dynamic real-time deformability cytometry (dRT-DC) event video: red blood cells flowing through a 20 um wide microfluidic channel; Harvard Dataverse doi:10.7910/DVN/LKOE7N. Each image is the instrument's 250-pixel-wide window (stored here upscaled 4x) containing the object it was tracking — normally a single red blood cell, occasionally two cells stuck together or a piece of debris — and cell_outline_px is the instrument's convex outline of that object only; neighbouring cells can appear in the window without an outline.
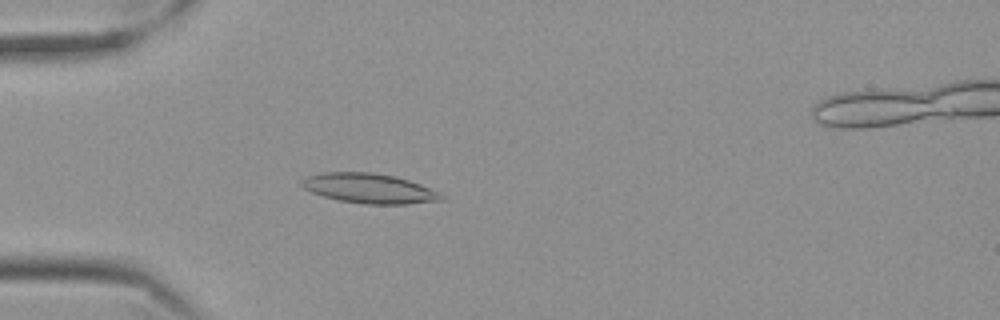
{"species": "Egyptian fruit bat (a non-hibernating species)", "species_latin": "Rousettus aegyptiacus", "temperature_condition": "cold", "stored_images_in_passage": 51, "camera_frame_rate_fps": 3000, "um_per_image_px": 0.085, "frame": {"image": 1, "passage_image": 9, "time_ms": 2.667, "image_size_px": [1000, 320], "cell_outline_px": [[448, 196], [444, 200], [408, 204], [364, 204], [340, 200], [324, 196], [312, 192], [304, 188], [300, 184], [300, 180], [308, 176], [320, 172], [372, 172], [396, 176], [420, 184], [440, 192]], "centroid_in_image_um": [31.43, 16.01], "position_along_channel_um": 53.6, "area_um2": 24.45}}
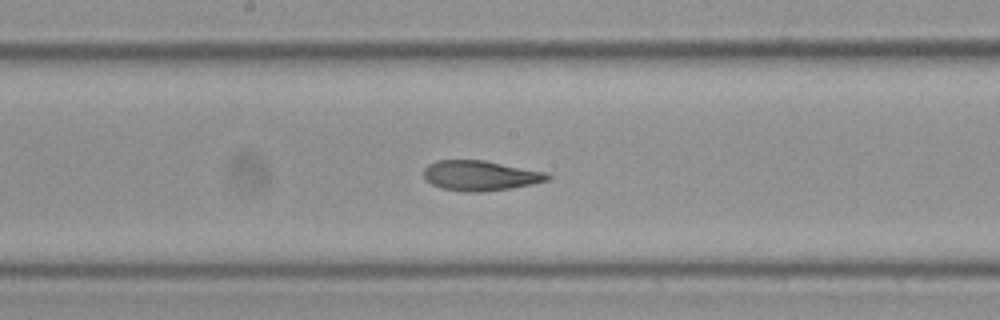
{"frame": {"image": 2, "passage_image": 23, "time_ms": 7.333, "image_size_px": [1000, 320], "cell_outline_px": [[552, 176], [548, 180], [532, 184], [512, 188], [480, 192], [464, 192], [440, 188], [432, 184], [424, 176], [424, 168], [428, 164], [440, 160], [484, 160], [544, 172]], "centroid_in_image_um": [40.81, 14.93], "position_along_channel_um": 207.4, "area_um2": 21.56}}
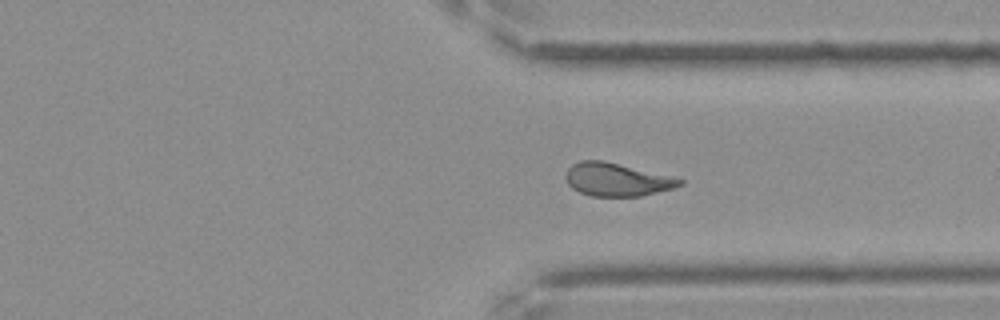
{"frame": {"image": 3, "passage_image": 36, "time_ms": 11.667, "image_size_px": [1000, 320], "cell_outline_px": [[684, 184], [672, 188], [640, 196], [588, 196], [572, 188], [568, 184], [564, 176], [568, 168], [572, 164], [580, 160], [604, 160], [684, 180]], "centroid_in_image_um": [52.36, 15.26], "position_along_channel_um": 359.0, "area_um2": 21.79}}